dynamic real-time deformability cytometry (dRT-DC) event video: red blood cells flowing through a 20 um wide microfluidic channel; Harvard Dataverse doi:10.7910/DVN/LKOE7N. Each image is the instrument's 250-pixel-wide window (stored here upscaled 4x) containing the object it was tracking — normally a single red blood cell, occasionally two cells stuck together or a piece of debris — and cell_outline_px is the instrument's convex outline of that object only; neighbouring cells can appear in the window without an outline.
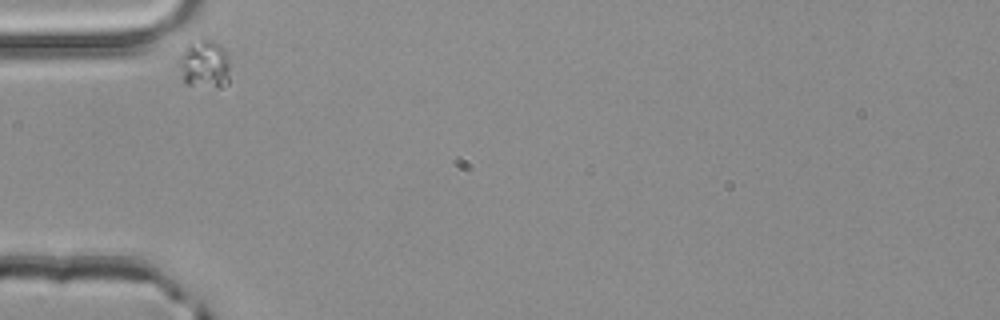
{"species": "common noctule bat (a hibernating species)", "species_latin": "Nyctalus noctula", "temperature_condition": "room temperature", "stored_images_in_passage": 30, "camera_frame_rate_fps": 3000, "um_per_image_px": 0.085, "animal": {"sex": "male", "body_mass_g": 20.4}, "frame": {"image": 1, "passage_image": 1, "time_ms": 0.0, "image_size_px": [1000, 320], "cell_outline_px": [[228, 84], [220, 88], [184, 84], [176, 64], [176, 60], [188, 40], [212, 40], [220, 44], [224, 48], [228, 56]], "centroid_in_image_um": [17.31, 5.44], "position_along_channel_um": 67.7, "area_um2": 15.09}}